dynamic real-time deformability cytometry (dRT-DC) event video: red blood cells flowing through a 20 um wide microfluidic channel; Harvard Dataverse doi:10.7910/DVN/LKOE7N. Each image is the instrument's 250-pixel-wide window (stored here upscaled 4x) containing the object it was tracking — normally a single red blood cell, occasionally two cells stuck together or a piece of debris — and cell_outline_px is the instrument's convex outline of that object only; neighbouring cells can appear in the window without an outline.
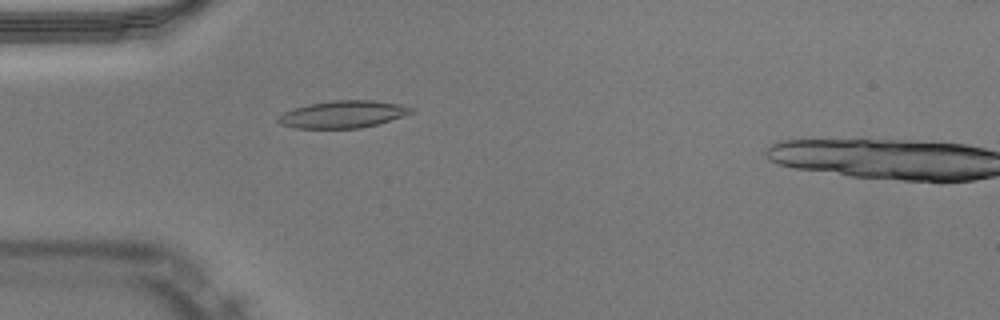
{"species": "Egyptian fruit bat (a non-hibernating species)", "species_latin": "Rousettus aegyptiacus", "temperature_condition": "warm", "stored_images_in_passage": 49, "camera_frame_rate_fps": 3000, "um_per_image_px": 0.085, "animal": {"sex": "male"}, "frame": {"image": 1, "passage_image": 15, "time_ms": 4.667, "image_size_px": [1000, 320], "cell_outline_px": [[412, 112], [404, 116], [376, 124], [360, 128], [292, 128], [280, 124], [276, 120], [276, 116], [292, 108], [308, 104], [332, 100], [372, 100], [400, 104], [412, 108]], "centroid_in_image_um": [29.08, 9.71], "position_along_channel_um": 55.9, "area_um2": 21.15}}
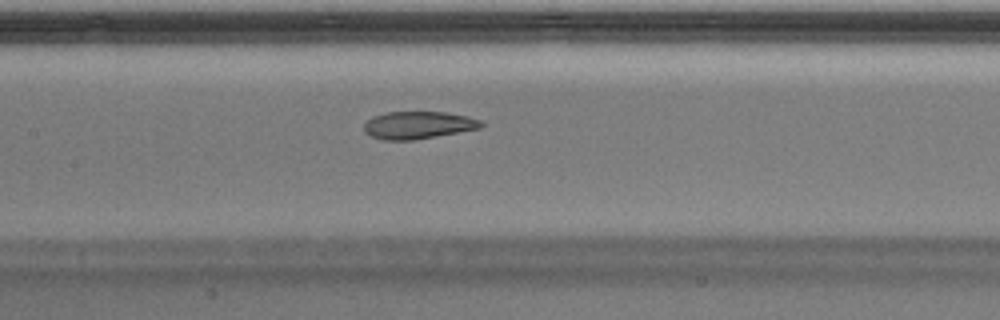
{"frame": {"image": 2, "passage_image": 24, "time_ms": 7.667, "image_size_px": [1000, 320], "cell_outline_px": [[484, 124], [480, 128], [436, 136], [412, 140], [384, 140], [372, 136], [364, 132], [364, 124], [372, 116], [384, 112], [448, 112], [468, 116], [480, 120]], "centroid_in_image_um": [35.53, 10.62], "position_along_channel_um": 171.9, "area_um2": 18.73}}
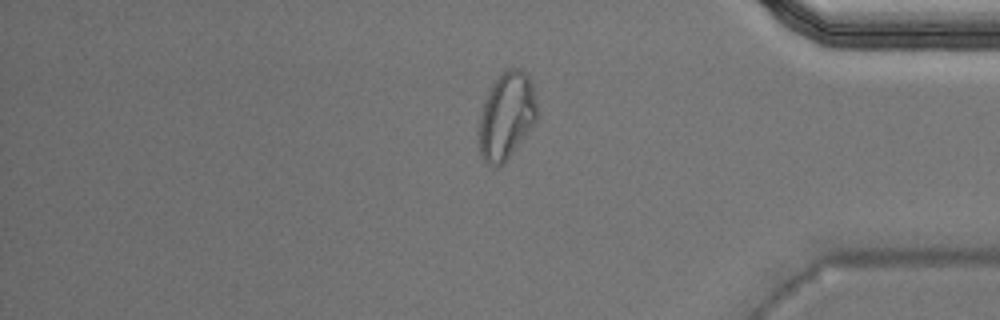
{"frame": {"image": 3, "passage_image": 42, "time_ms": 13.667, "image_size_px": [1000, 320], "cell_outline_px": [[536, 120], [504, 164], [496, 168], [488, 164], [480, 156], [480, 116], [484, 100], [492, 84], [500, 72], [508, 68], [520, 68], [528, 76], [532, 84], [536, 104]], "centroid_in_image_um": [43.03, 9.84], "position_along_channel_um": 392.2, "area_um2": 29.19}}